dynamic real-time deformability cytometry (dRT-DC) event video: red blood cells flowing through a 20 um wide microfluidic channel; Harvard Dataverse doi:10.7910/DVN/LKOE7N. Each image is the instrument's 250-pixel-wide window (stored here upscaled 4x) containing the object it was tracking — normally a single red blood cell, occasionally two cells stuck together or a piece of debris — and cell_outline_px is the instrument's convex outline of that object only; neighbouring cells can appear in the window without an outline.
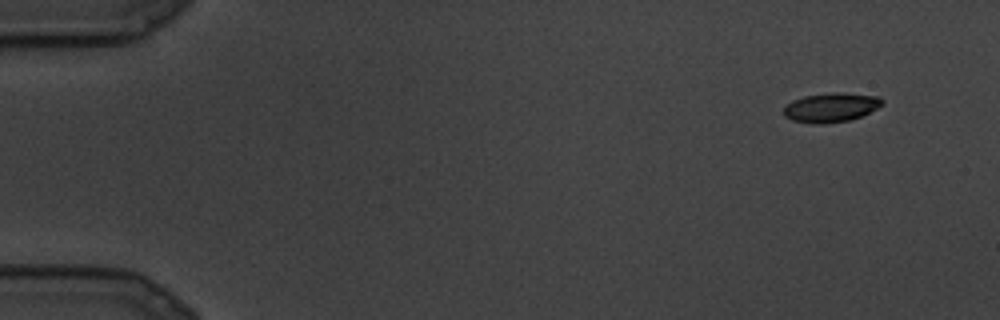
{"species": "common noctule bat (a hibernating species)", "species_latin": "Nyctalus noctula", "temperature_condition": "cold", "stored_images_in_passage": 14, "camera_frame_rate_fps": 3000, "um_per_image_px": 0.085, "animal": {"sex": "male", "body_mass_g": 19.5, "forearm_length_mm": 54.6}, "frame": {"image": 1, "passage_image": 1, "time_ms": 0.0, "image_size_px": [1000, 320], "cell_outline_px": [[884, 104], [860, 116], [848, 120], [820, 124], [816, 124], [792, 120], [784, 116], [784, 108], [792, 100], [804, 96], [836, 92], [840, 92], [880, 96], [884, 100]], "centroid_in_image_um": [70.64, 9.12], "position_along_channel_um": 14.4, "area_um2": 16.65}}
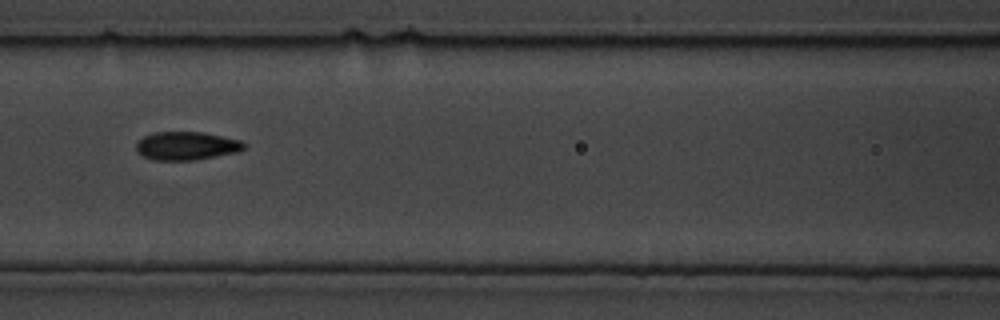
{"frame": {"image": 2, "passage_image": 11, "time_ms": 3.333, "image_size_px": [1000, 320], "cell_outline_px": [[248, 144], [240, 152], [196, 160], [152, 160], [136, 152], [136, 144], [144, 136], [152, 132], [204, 132], [244, 140]], "centroid_in_image_um": [15.92, 12.39], "position_along_channel_um": 150.7, "area_um2": 18.21}}
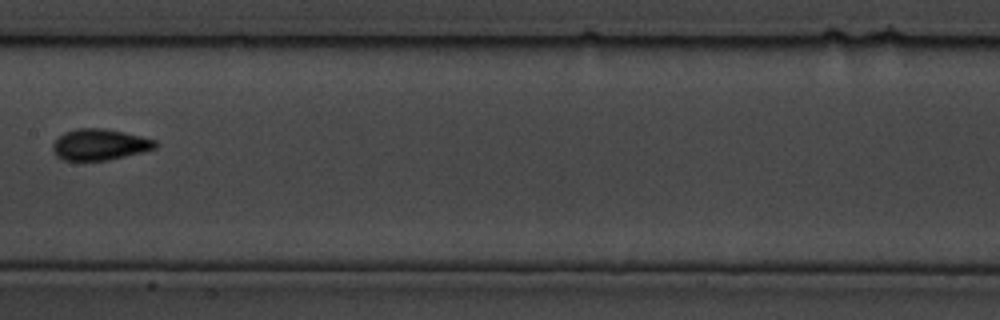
{"frame": {"image": 3, "passage_image": 13, "time_ms": 4.0, "image_size_px": [1000, 320], "cell_outline_px": [[160, 144], [156, 148], [108, 160], [64, 160], [56, 156], [52, 148], [52, 144], [64, 132], [76, 128], [104, 128], [124, 132], [156, 140]], "centroid_in_image_um": [8.47, 12.28], "position_along_channel_um": 198.9, "area_um2": 18.55}}